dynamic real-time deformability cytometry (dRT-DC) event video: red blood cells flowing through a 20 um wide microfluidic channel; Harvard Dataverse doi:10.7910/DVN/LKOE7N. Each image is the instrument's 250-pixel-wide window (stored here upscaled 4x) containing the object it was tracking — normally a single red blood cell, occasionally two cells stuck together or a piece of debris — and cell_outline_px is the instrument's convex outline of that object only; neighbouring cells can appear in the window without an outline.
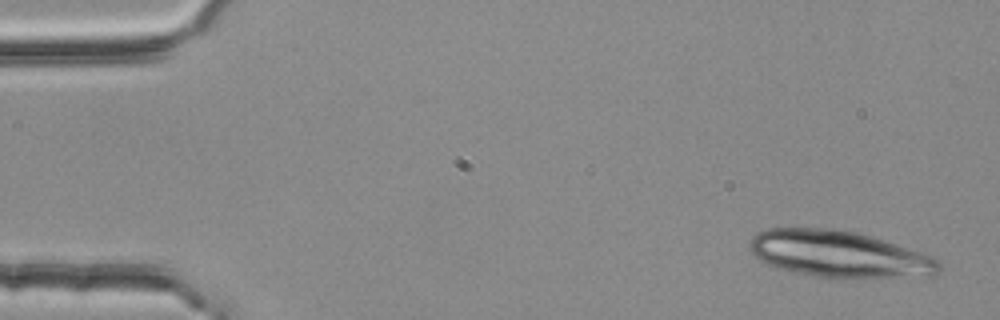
{"species": "common noctule bat (a hibernating species)", "species_latin": "Nyctalus noctula", "temperature_condition": "room temperature", "stored_images_in_passage": 4, "camera_frame_rate_fps": 3000, "um_per_image_px": 0.085, "animal": {"sex": "female", "body_mass_g": 25.1}, "frame": {"image": 1, "passage_image": 1, "time_ms": 0.0, "image_size_px": [1000, 320], "cell_outline_px": [[940, 272], [936, 276], [844, 280], [836, 280], [776, 268], [760, 260], [748, 248], [748, 244], [752, 236], [756, 232], [764, 228], [828, 228], [856, 232], [872, 236], [920, 252], [936, 260], [940, 264]], "centroid_in_image_um": [71.32, 21.63], "position_along_channel_um": 13.7, "area_um2": 52.42}}